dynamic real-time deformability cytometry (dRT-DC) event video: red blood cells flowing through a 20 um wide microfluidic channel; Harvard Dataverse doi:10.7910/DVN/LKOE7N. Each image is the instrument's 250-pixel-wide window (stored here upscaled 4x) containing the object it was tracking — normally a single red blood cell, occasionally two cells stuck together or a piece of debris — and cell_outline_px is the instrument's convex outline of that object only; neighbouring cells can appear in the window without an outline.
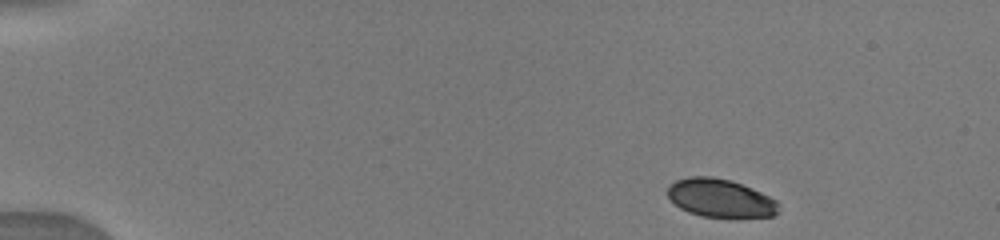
{"species": "human", "species_latin": "Homo sapiens", "temperature_condition": "warm", "stored_images_in_passage": 5, "camera_frame_rate_fps": 3000, "um_per_image_px": 0.085, "donor": {"sex": "male"}, "frame": {"image": 1, "passage_image": 1, "time_ms": 0.0, "image_size_px": [1000, 240], "cell_outline_px": [[780, 212], [772, 216], [700, 216], [688, 212], [680, 208], [668, 196], [668, 184], [676, 180], [688, 176], [712, 176], [732, 180], [752, 188], [776, 200], [780, 204]], "centroid_in_image_um": [61.22, 16.81], "position_along_channel_um": 23.8, "area_um2": 24.68}}
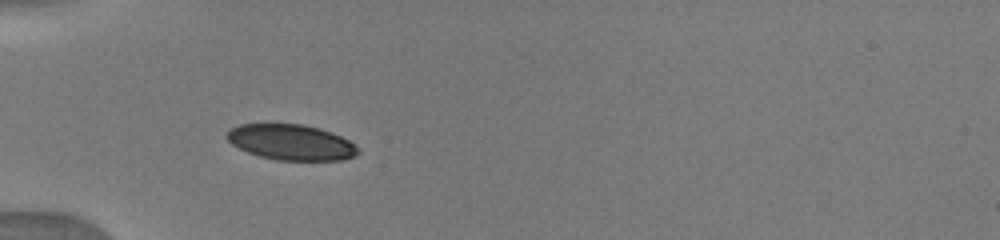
{"frame": {"image": 2, "passage_image": 4, "time_ms": 3.333, "image_size_px": [1000, 240], "cell_outline_px": [[360, 152], [356, 156], [344, 160], [276, 160], [260, 156], [248, 152], [232, 144], [224, 136], [232, 128], [240, 124], [304, 124], [320, 128], [332, 132], [356, 144], [360, 148]], "centroid_in_image_um": [24.8, 12.09], "position_along_channel_um": 60.2, "area_um2": 27.34}}
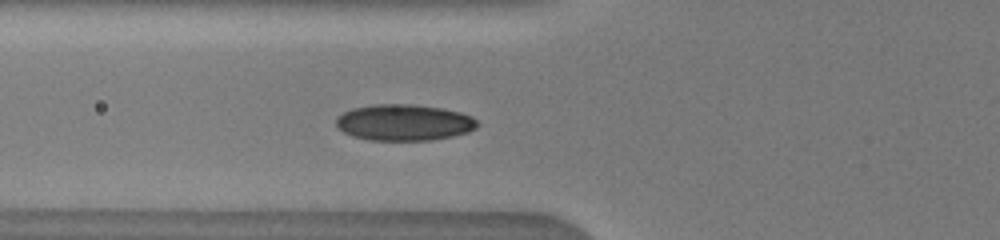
{"frame": {"image": 3, "passage_image": 5, "time_ms": 4.333, "image_size_px": [1000, 240], "cell_outline_px": [[480, 124], [476, 128], [468, 132], [452, 136], [428, 140], [368, 140], [352, 136], [336, 128], [336, 120], [344, 112], [352, 108], [372, 104], [412, 104], [440, 108], [460, 112], [472, 116]], "centroid_in_image_um": [34.34, 10.41], "position_along_channel_um": 91.5, "area_um2": 29.88}}